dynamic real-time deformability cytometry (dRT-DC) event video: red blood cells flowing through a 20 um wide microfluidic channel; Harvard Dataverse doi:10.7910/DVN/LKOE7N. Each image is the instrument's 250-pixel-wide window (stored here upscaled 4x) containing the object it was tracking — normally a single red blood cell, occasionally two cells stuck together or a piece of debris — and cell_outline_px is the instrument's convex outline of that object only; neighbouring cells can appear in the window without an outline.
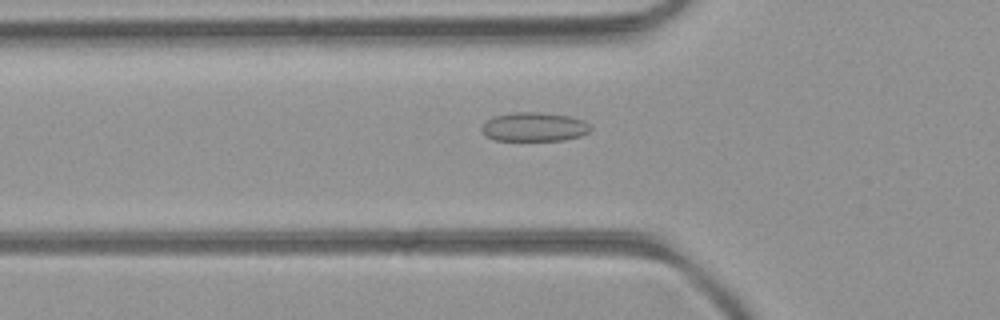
{"species": "common noctule bat (a hibernating species)", "species_latin": "Nyctalus noctula", "temperature_condition": "room temperature", "stored_images_in_passage": 43, "camera_frame_rate_fps": 3000, "um_per_image_px": 0.085, "animal": {"sex": "female", "body_mass_g": 21.9}, "frame": {"image": 1, "passage_image": 17, "time_ms": 5.333, "image_size_px": [1000, 320], "cell_outline_px": [[592, 128], [588, 132], [580, 136], [564, 140], [496, 140], [484, 136], [480, 132], [480, 128], [492, 116], [516, 112], [540, 112], [572, 116], [584, 120]], "centroid_in_image_um": [45.39, 10.78], "position_along_channel_um": 80.4, "area_um2": 18.55}}
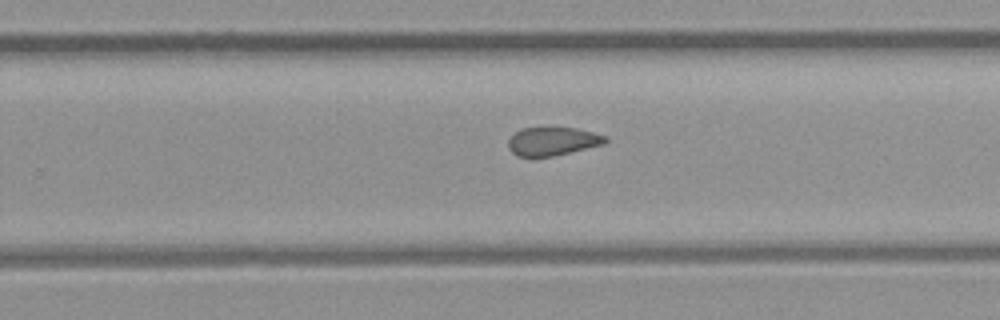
{"frame": {"image": 2, "passage_image": 31, "time_ms": 10.0, "image_size_px": [1000, 320], "cell_outline_px": [[608, 140], [604, 144], [552, 156], [516, 156], [508, 148], [508, 140], [516, 132], [524, 128], [576, 128], [592, 132], [604, 136]], "centroid_in_image_um": [46.95, 12.01], "position_along_channel_um": 282.8, "area_um2": 15.72}}
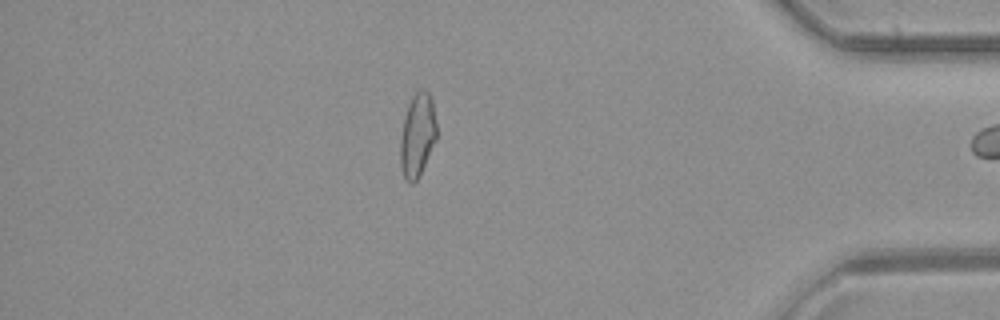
{"frame": {"image": 3, "passage_image": 42, "time_ms": 13.667, "image_size_px": [1000, 320], "cell_outline_px": [[436, 140], [420, 176], [412, 184], [404, 176], [400, 164], [400, 136], [404, 116], [408, 104], [412, 96], [420, 88], [424, 88], [428, 92], [432, 100], [436, 124]], "centroid_in_image_um": [35.47, 11.47], "position_along_channel_um": 399.7, "area_um2": 17.8}, "authors_computed_cell_mechanics": {"area_um2": 17.8024, "velocity_mm_per_s": 4.3218, "shape_relaxation_time_tau1_ms": null, "shape_relaxation_time_tau2_ms": 2.9048, "deformation_change_tau1": null, "deformation_change_tau2": 0.0813}}